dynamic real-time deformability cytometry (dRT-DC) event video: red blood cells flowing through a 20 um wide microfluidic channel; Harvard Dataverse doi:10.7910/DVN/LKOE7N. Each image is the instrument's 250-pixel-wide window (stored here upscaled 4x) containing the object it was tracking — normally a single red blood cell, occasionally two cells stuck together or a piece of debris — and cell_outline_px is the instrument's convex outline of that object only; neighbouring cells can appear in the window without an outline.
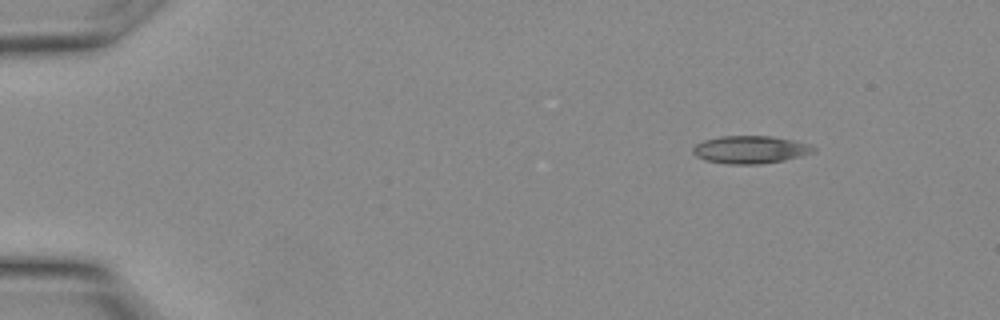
{"species": "Egyptian fruit bat (a non-hibernating species)", "species_latin": "Rousettus aegyptiacus", "temperature_condition": "warm", "stored_images_in_passage": 14, "camera_frame_rate_fps": 3000, "um_per_image_px": 0.085, "animal": {"sex": "female"}, "frame": {"image": 1, "passage_image": 1, "time_ms": 0.0, "image_size_px": [1000, 320], "cell_outline_px": [[816, 152], [784, 160], [756, 164], [728, 164], [704, 160], [696, 156], [692, 152], [692, 148], [696, 144], [704, 140], [720, 136], [772, 136], [792, 140], [808, 144], [816, 148]], "centroid_in_image_um": [63.76, 12.71], "position_along_channel_um": 21.2, "area_um2": 19.42}}
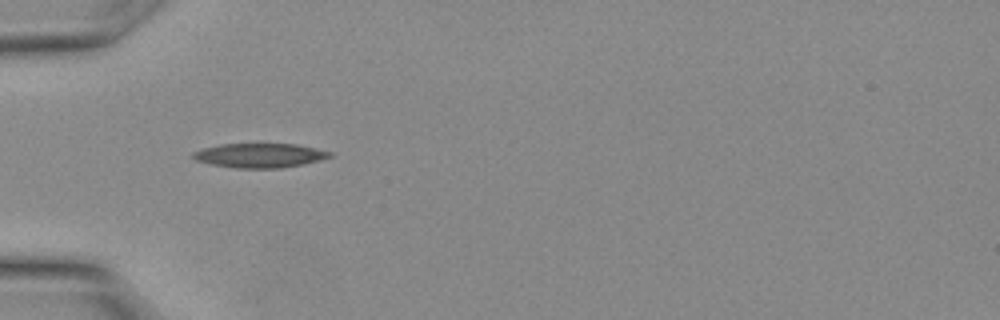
{"frame": {"image": 2, "passage_image": 7, "time_ms": 2.0, "image_size_px": [1000, 320], "cell_outline_px": [[332, 156], [304, 164], [280, 168], [236, 168], [212, 164], [196, 160], [192, 156], [192, 152], [204, 148], [220, 144], [296, 144], [332, 152]], "centroid_in_image_um": [22.07, 13.21], "position_along_channel_um": 62.9, "area_um2": 19.19}}
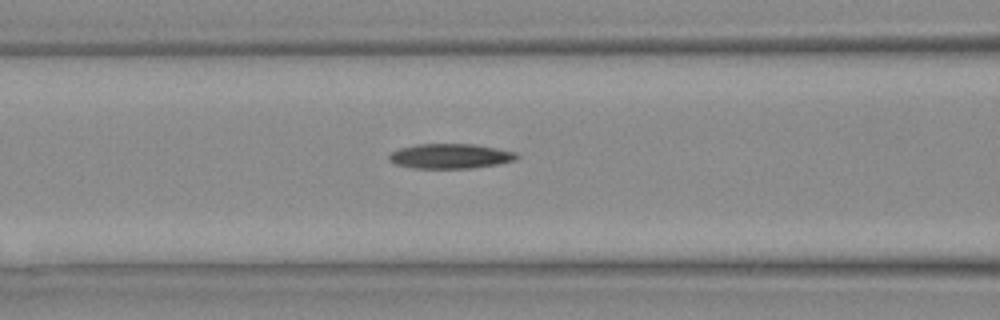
{"frame": {"image": 3, "passage_image": 10, "time_ms": 3.0, "image_size_px": [1000, 320], "cell_outline_px": [[520, 156], [516, 160], [500, 164], [472, 168], [412, 168], [396, 164], [388, 160], [388, 156], [392, 152], [400, 148], [416, 144], [476, 144], [516, 152]], "centroid_in_image_um": [38.31, 13.27], "position_along_channel_um": 128.3, "area_um2": 18.61}}